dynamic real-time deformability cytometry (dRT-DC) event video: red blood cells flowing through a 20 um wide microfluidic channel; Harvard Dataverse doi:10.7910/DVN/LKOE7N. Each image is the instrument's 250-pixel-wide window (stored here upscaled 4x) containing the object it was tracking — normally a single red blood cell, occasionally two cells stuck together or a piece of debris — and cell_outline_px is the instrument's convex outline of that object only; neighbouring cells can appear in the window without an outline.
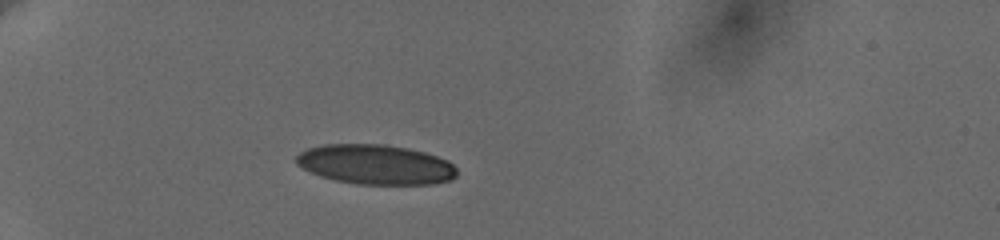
{"species": "human", "species_latin": "Homo sapiens", "temperature_condition": "cold", "stored_images_in_passage": 37, "camera_frame_rate_fps": 3000, "um_per_image_px": 0.085, "donor": {"sex": "female"}, "frame": {"image": 1, "passage_image": 1, "time_ms": 0.0, "image_size_px": [1000, 240], "cell_outline_px": [[456, 176], [452, 180], [432, 184], [356, 184], [336, 180], [320, 176], [296, 164], [296, 156], [300, 152], [308, 148], [324, 144], [384, 144], [408, 148], [424, 152], [448, 160], [456, 168]], "centroid_in_image_um": [31.93, 13.98], "position_along_channel_um": 53.1, "area_um2": 37.22}}
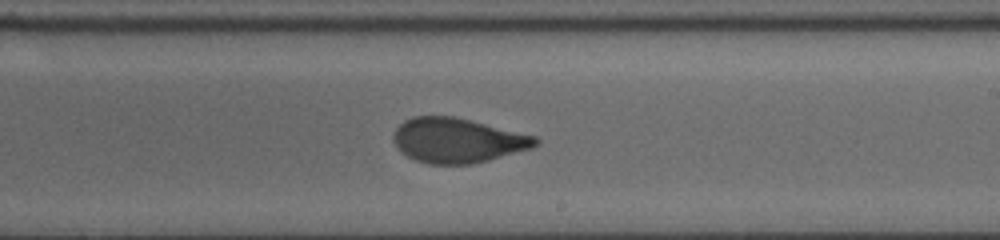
{"frame": {"image": 2, "passage_image": 20, "time_ms": 6.333, "image_size_px": [1000, 240], "cell_outline_px": [[540, 140], [532, 148], [488, 160], [472, 164], [428, 164], [416, 160], [400, 152], [392, 140], [396, 128], [404, 120], [412, 116], [452, 116], [536, 136]], "centroid_in_image_um": [38.85, 11.94], "position_along_channel_um": 250.1, "area_um2": 36.82}}
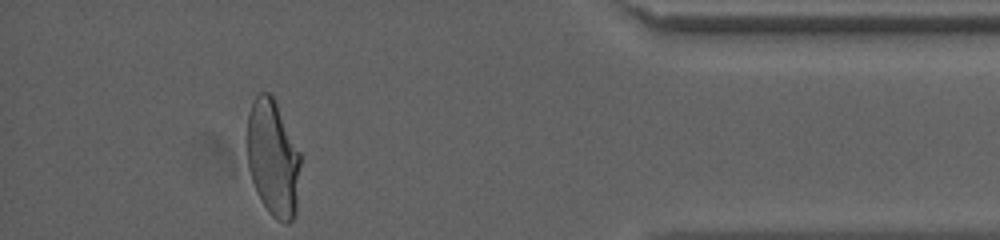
{"frame": {"image": 3, "passage_image": 36, "time_ms": 11.667, "image_size_px": [1000, 240], "cell_outline_px": [[300, 164], [296, 216], [288, 224], [284, 224], [272, 216], [268, 212], [256, 192], [248, 168], [248, 112], [256, 96], [260, 92], [268, 92], [272, 96], [300, 152]], "centroid_in_image_um": [23.21, 13.51], "position_along_channel_um": 412.0, "area_um2": 36.01}, "authors_computed_cell_mechanics": {"area_um2": 37.6856, "velocity_mm_per_s": 3.6406, "shape_relaxation_time_tau1_ms": 5.4881, "shape_relaxation_time_tau2_ms": 0.8273, "deformation_change_tau1": 0.1725, "deformation_change_tau2": 0.0668}}